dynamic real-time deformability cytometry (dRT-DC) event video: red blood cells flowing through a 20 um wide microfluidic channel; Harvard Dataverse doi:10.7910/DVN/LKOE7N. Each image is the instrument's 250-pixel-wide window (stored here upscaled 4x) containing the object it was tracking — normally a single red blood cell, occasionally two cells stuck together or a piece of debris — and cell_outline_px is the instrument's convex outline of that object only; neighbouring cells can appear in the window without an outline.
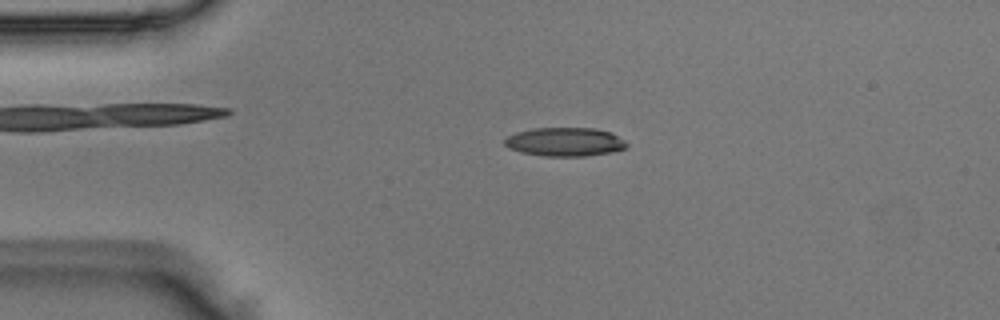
{"species": "Egyptian fruit bat (a non-hibernating species)", "species_latin": "Rousettus aegyptiacus", "temperature_condition": "room temperature", "stored_images_in_passage": 46, "camera_frame_rate_fps": 3000, "um_per_image_px": 0.085, "animal": {"sex": "male"}, "frame": {"image": 1, "passage_image": 7, "time_ms": 2.0, "image_size_px": [1000, 320], "cell_outline_px": [[628, 144], [624, 148], [612, 152], [584, 156], [544, 156], [520, 152], [508, 148], [504, 144], [504, 140], [508, 136], [516, 132], [532, 128], [596, 128], [612, 132], [624, 140]], "centroid_in_image_um": [48.0, 12.05], "position_along_channel_um": 37.0, "area_um2": 20.52}}
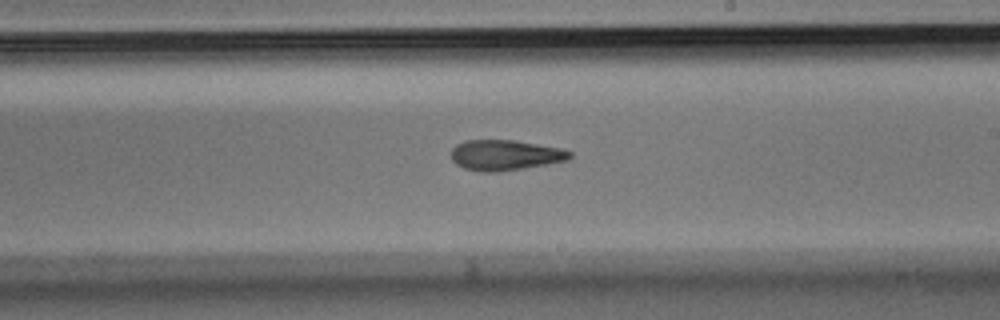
{"frame": {"image": 2, "passage_image": 25, "time_ms": 8.0, "image_size_px": [1000, 320], "cell_outline_px": [[572, 156], [568, 160], [524, 168], [496, 172], [480, 172], [464, 168], [456, 164], [452, 160], [452, 148], [456, 144], [464, 140], [512, 140], [560, 148], [572, 152]], "centroid_in_image_um": [42.91, 13.19], "position_along_channel_um": 246.1, "area_um2": 20.98}}
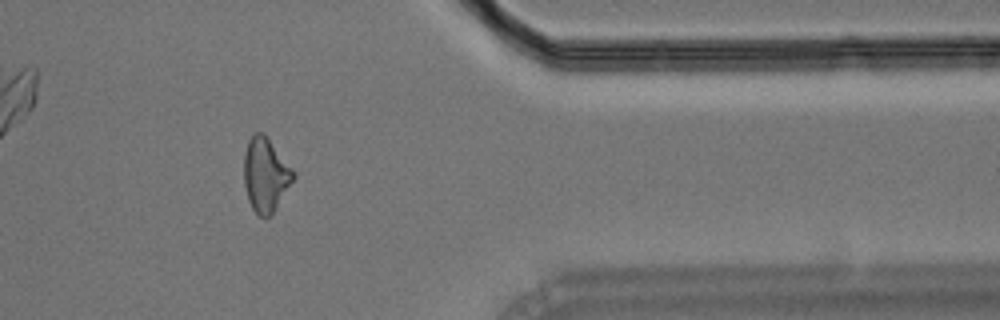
{"frame": {"image": 3, "passage_image": 37, "time_ms": 12.0, "image_size_px": [1000, 320], "cell_outline_px": [[296, 176], [272, 212], [268, 216], [260, 216], [252, 208], [248, 200], [244, 184], [244, 152], [248, 140], [252, 132], [264, 132], [296, 172]], "centroid_in_image_um": [22.56, 14.78], "position_along_channel_um": 388.8, "area_um2": 21.27}}